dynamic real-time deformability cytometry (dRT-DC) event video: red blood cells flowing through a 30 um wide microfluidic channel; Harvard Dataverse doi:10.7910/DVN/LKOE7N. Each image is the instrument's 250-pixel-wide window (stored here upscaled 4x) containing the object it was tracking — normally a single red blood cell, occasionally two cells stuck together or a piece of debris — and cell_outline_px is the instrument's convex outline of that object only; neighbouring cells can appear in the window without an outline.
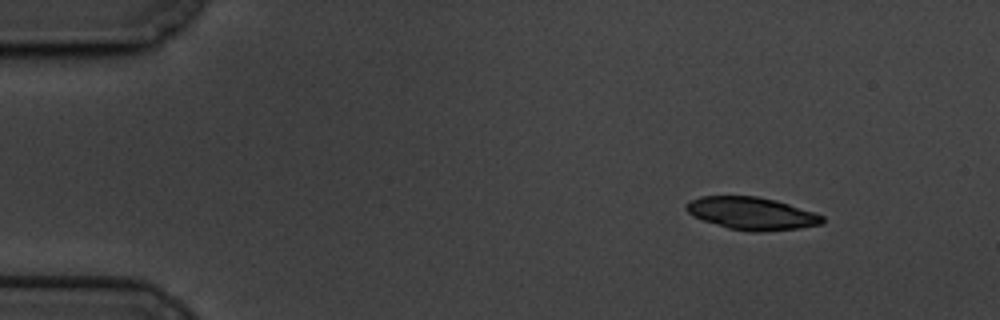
{"species": "common noctule bat (a hibernating species)", "species_latin": "Nyctalus noctula", "temperature_condition": "cold", "stored_images_in_passage": 53, "camera_frame_rate_fps": 3000, "um_per_image_px": 0.085, "animal": {"sex": "male", "body_mass_g": 19.5, "forearm_length_mm": 54.6}, "frame": {"image": 1, "passage_image": 1, "time_ms": 0.0, "image_size_px": [1000, 320], "cell_outline_px": [[824, 224], [800, 228], [760, 232], [752, 232], [728, 228], [692, 216], [684, 208], [684, 204], [700, 196], [756, 196], [776, 200], [824, 216]], "centroid_in_image_um": [63.89, 18.14], "position_along_channel_um": 21.1, "area_um2": 25.78}}
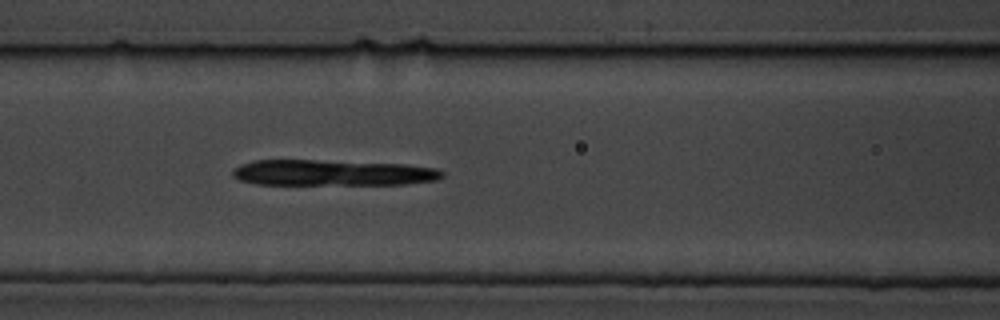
{"frame": {"image": 2, "passage_image": 19, "time_ms": 6.0, "image_size_px": [1000, 320], "cell_outline_px": [[444, 176], [436, 180], [408, 184], [256, 184], [240, 180], [232, 176], [232, 168], [240, 164], [256, 160], [316, 160], [404, 164], [436, 168], [444, 172]], "centroid_in_image_um": [28.25, 14.68], "position_along_channel_um": 138.4, "area_um2": 31.62}}
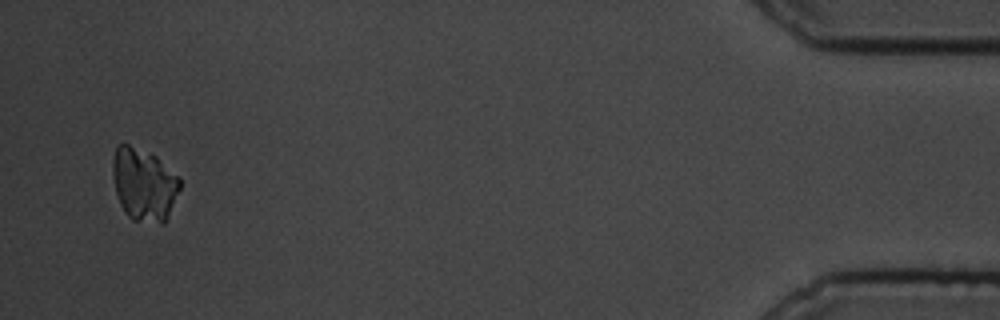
{"frame": {"image": 3, "passage_image": 51, "time_ms": 16.667, "image_size_px": [1000, 320], "cell_outline_px": [[180, 188], [168, 216], [164, 224], [160, 224], [132, 220], [124, 212], [120, 204], [116, 192], [112, 172], [112, 160], [116, 144], [128, 144], [156, 156], [180, 176]], "centroid_in_image_um": [12.23, 15.68], "position_along_channel_um": 423.0, "area_um2": 28.73}}